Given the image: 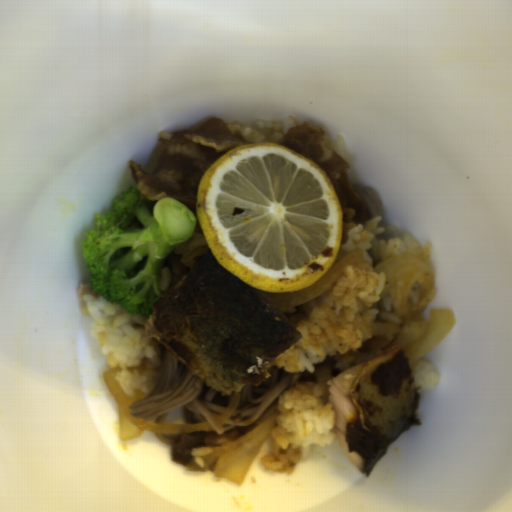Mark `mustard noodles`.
<instances>
[{
	"mask_svg": "<svg viewBox=\"0 0 512 512\" xmlns=\"http://www.w3.org/2000/svg\"><path fill=\"white\" fill-rule=\"evenodd\" d=\"M357 197L364 202L372 213V217L380 216L382 209V199L373 186H365L360 184L351 185Z\"/></svg>",
	"mask_w": 512,
	"mask_h": 512,
	"instance_id": "2",
	"label": "mustard noodles"
},
{
	"mask_svg": "<svg viewBox=\"0 0 512 512\" xmlns=\"http://www.w3.org/2000/svg\"><path fill=\"white\" fill-rule=\"evenodd\" d=\"M159 366L154 388L141 400L129 405L130 415L150 422L163 421L164 415L184 408L185 423L210 422L216 434L240 429L243 435L279 411L283 392L299 384V371H288L275 366L272 361L270 375L257 385H244L241 390L223 394L204 384L191 373L165 346L159 342ZM241 393V400L220 426L216 417L225 409L234 394Z\"/></svg>",
	"mask_w": 512,
	"mask_h": 512,
	"instance_id": "1",
	"label": "mustard noodles"
}]
</instances>
